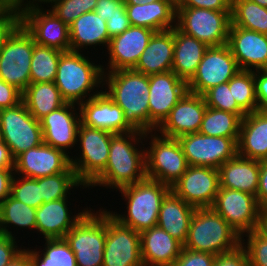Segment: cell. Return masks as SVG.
Wrapping results in <instances>:
<instances>
[{"mask_svg": "<svg viewBox=\"0 0 267 266\" xmlns=\"http://www.w3.org/2000/svg\"><path fill=\"white\" fill-rule=\"evenodd\" d=\"M11 196L29 207L38 208L42 204L40 178L33 179L15 174L11 183Z\"/></svg>", "mask_w": 267, "mask_h": 266, "instance_id": "obj_43", "label": "cell"}, {"mask_svg": "<svg viewBox=\"0 0 267 266\" xmlns=\"http://www.w3.org/2000/svg\"><path fill=\"white\" fill-rule=\"evenodd\" d=\"M32 266H77L75 255L65 239H45L44 251L23 249Z\"/></svg>", "mask_w": 267, "mask_h": 266, "instance_id": "obj_37", "label": "cell"}, {"mask_svg": "<svg viewBox=\"0 0 267 266\" xmlns=\"http://www.w3.org/2000/svg\"><path fill=\"white\" fill-rule=\"evenodd\" d=\"M58 0H31V8H43L42 4H53ZM40 5V6H39Z\"/></svg>", "mask_w": 267, "mask_h": 266, "instance_id": "obj_61", "label": "cell"}, {"mask_svg": "<svg viewBox=\"0 0 267 266\" xmlns=\"http://www.w3.org/2000/svg\"><path fill=\"white\" fill-rule=\"evenodd\" d=\"M144 137L145 133L137 130L124 134H115L111 138L105 169L88 187L112 188L116 189L117 192L123 187L144 180L146 178Z\"/></svg>", "mask_w": 267, "mask_h": 266, "instance_id": "obj_1", "label": "cell"}, {"mask_svg": "<svg viewBox=\"0 0 267 266\" xmlns=\"http://www.w3.org/2000/svg\"><path fill=\"white\" fill-rule=\"evenodd\" d=\"M77 266H102L106 240V209H90L65 235Z\"/></svg>", "mask_w": 267, "mask_h": 266, "instance_id": "obj_6", "label": "cell"}, {"mask_svg": "<svg viewBox=\"0 0 267 266\" xmlns=\"http://www.w3.org/2000/svg\"><path fill=\"white\" fill-rule=\"evenodd\" d=\"M20 23L36 44L61 52L70 51L69 26L50 9L29 8L20 15Z\"/></svg>", "mask_w": 267, "mask_h": 266, "instance_id": "obj_18", "label": "cell"}, {"mask_svg": "<svg viewBox=\"0 0 267 266\" xmlns=\"http://www.w3.org/2000/svg\"><path fill=\"white\" fill-rule=\"evenodd\" d=\"M16 238L0 233V266H7L17 255L23 251Z\"/></svg>", "mask_w": 267, "mask_h": 266, "instance_id": "obj_47", "label": "cell"}, {"mask_svg": "<svg viewBox=\"0 0 267 266\" xmlns=\"http://www.w3.org/2000/svg\"><path fill=\"white\" fill-rule=\"evenodd\" d=\"M237 105L246 113L258 110L254 71L240 70L228 81Z\"/></svg>", "mask_w": 267, "mask_h": 266, "instance_id": "obj_41", "label": "cell"}, {"mask_svg": "<svg viewBox=\"0 0 267 266\" xmlns=\"http://www.w3.org/2000/svg\"><path fill=\"white\" fill-rule=\"evenodd\" d=\"M203 97L209 108L237 114L241 118L246 115L233 98L232 87H229L228 82L210 88L203 94Z\"/></svg>", "mask_w": 267, "mask_h": 266, "instance_id": "obj_42", "label": "cell"}, {"mask_svg": "<svg viewBox=\"0 0 267 266\" xmlns=\"http://www.w3.org/2000/svg\"><path fill=\"white\" fill-rule=\"evenodd\" d=\"M14 175V168H0V204L11 195V183Z\"/></svg>", "mask_w": 267, "mask_h": 266, "instance_id": "obj_56", "label": "cell"}, {"mask_svg": "<svg viewBox=\"0 0 267 266\" xmlns=\"http://www.w3.org/2000/svg\"><path fill=\"white\" fill-rule=\"evenodd\" d=\"M187 91V83L172 70L149 76V132L156 130Z\"/></svg>", "mask_w": 267, "mask_h": 266, "instance_id": "obj_17", "label": "cell"}, {"mask_svg": "<svg viewBox=\"0 0 267 266\" xmlns=\"http://www.w3.org/2000/svg\"><path fill=\"white\" fill-rule=\"evenodd\" d=\"M257 201L261 208L267 209V161H260Z\"/></svg>", "mask_w": 267, "mask_h": 266, "instance_id": "obj_55", "label": "cell"}, {"mask_svg": "<svg viewBox=\"0 0 267 266\" xmlns=\"http://www.w3.org/2000/svg\"><path fill=\"white\" fill-rule=\"evenodd\" d=\"M255 2L256 4L262 6V7H266L267 8V0H250Z\"/></svg>", "mask_w": 267, "mask_h": 266, "instance_id": "obj_63", "label": "cell"}, {"mask_svg": "<svg viewBox=\"0 0 267 266\" xmlns=\"http://www.w3.org/2000/svg\"><path fill=\"white\" fill-rule=\"evenodd\" d=\"M238 155L267 161V111H254L242 118Z\"/></svg>", "mask_w": 267, "mask_h": 266, "instance_id": "obj_27", "label": "cell"}, {"mask_svg": "<svg viewBox=\"0 0 267 266\" xmlns=\"http://www.w3.org/2000/svg\"><path fill=\"white\" fill-rule=\"evenodd\" d=\"M170 190V186L146 177L136 184L117 190L126 202L127 212L124 215L110 210L108 212L121 224L140 233L157 226L162 200Z\"/></svg>", "mask_w": 267, "mask_h": 266, "instance_id": "obj_4", "label": "cell"}, {"mask_svg": "<svg viewBox=\"0 0 267 266\" xmlns=\"http://www.w3.org/2000/svg\"><path fill=\"white\" fill-rule=\"evenodd\" d=\"M214 266H249L248 257L240 245L232 252L216 256Z\"/></svg>", "mask_w": 267, "mask_h": 266, "instance_id": "obj_52", "label": "cell"}, {"mask_svg": "<svg viewBox=\"0 0 267 266\" xmlns=\"http://www.w3.org/2000/svg\"><path fill=\"white\" fill-rule=\"evenodd\" d=\"M174 59V27L155 32L133 70L147 76L171 71Z\"/></svg>", "mask_w": 267, "mask_h": 266, "instance_id": "obj_28", "label": "cell"}, {"mask_svg": "<svg viewBox=\"0 0 267 266\" xmlns=\"http://www.w3.org/2000/svg\"><path fill=\"white\" fill-rule=\"evenodd\" d=\"M254 81L258 111H267V70H255Z\"/></svg>", "mask_w": 267, "mask_h": 266, "instance_id": "obj_53", "label": "cell"}, {"mask_svg": "<svg viewBox=\"0 0 267 266\" xmlns=\"http://www.w3.org/2000/svg\"><path fill=\"white\" fill-rule=\"evenodd\" d=\"M102 266H144L140 233L113 218L106 209V240Z\"/></svg>", "mask_w": 267, "mask_h": 266, "instance_id": "obj_15", "label": "cell"}, {"mask_svg": "<svg viewBox=\"0 0 267 266\" xmlns=\"http://www.w3.org/2000/svg\"><path fill=\"white\" fill-rule=\"evenodd\" d=\"M212 208L242 237L257 230L262 214L256 196L234 189L219 188Z\"/></svg>", "mask_w": 267, "mask_h": 266, "instance_id": "obj_12", "label": "cell"}, {"mask_svg": "<svg viewBox=\"0 0 267 266\" xmlns=\"http://www.w3.org/2000/svg\"><path fill=\"white\" fill-rule=\"evenodd\" d=\"M34 38L20 23L6 38L0 52V77L23 92L31 83Z\"/></svg>", "mask_w": 267, "mask_h": 266, "instance_id": "obj_9", "label": "cell"}, {"mask_svg": "<svg viewBox=\"0 0 267 266\" xmlns=\"http://www.w3.org/2000/svg\"><path fill=\"white\" fill-rule=\"evenodd\" d=\"M22 101V92L0 77V110L13 107Z\"/></svg>", "mask_w": 267, "mask_h": 266, "instance_id": "obj_50", "label": "cell"}, {"mask_svg": "<svg viewBox=\"0 0 267 266\" xmlns=\"http://www.w3.org/2000/svg\"><path fill=\"white\" fill-rule=\"evenodd\" d=\"M231 11L177 7L176 27L208 47L227 44Z\"/></svg>", "mask_w": 267, "mask_h": 266, "instance_id": "obj_10", "label": "cell"}, {"mask_svg": "<svg viewBox=\"0 0 267 266\" xmlns=\"http://www.w3.org/2000/svg\"><path fill=\"white\" fill-rule=\"evenodd\" d=\"M125 0H97L95 12L102 20L107 18L120 16L126 11Z\"/></svg>", "mask_w": 267, "mask_h": 266, "instance_id": "obj_48", "label": "cell"}, {"mask_svg": "<svg viewBox=\"0 0 267 266\" xmlns=\"http://www.w3.org/2000/svg\"><path fill=\"white\" fill-rule=\"evenodd\" d=\"M241 247L247 254L249 266H267V239L257 230L241 237Z\"/></svg>", "mask_w": 267, "mask_h": 266, "instance_id": "obj_45", "label": "cell"}, {"mask_svg": "<svg viewBox=\"0 0 267 266\" xmlns=\"http://www.w3.org/2000/svg\"><path fill=\"white\" fill-rule=\"evenodd\" d=\"M208 46L174 27V59L171 70L188 83L194 76Z\"/></svg>", "mask_w": 267, "mask_h": 266, "instance_id": "obj_33", "label": "cell"}, {"mask_svg": "<svg viewBox=\"0 0 267 266\" xmlns=\"http://www.w3.org/2000/svg\"><path fill=\"white\" fill-rule=\"evenodd\" d=\"M67 200L68 198H62L50 201L36 208V231L43 235L44 239H64L73 226L91 209L86 207L73 215Z\"/></svg>", "mask_w": 267, "mask_h": 266, "instance_id": "obj_25", "label": "cell"}, {"mask_svg": "<svg viewBox=\"0 0 267 266\" xmlns=\"http://www.w3.org/2000/svg\"><path fill=\"white\" fill-rule=\"evenodd\" d=\"M108 97L120 106L126 122L143 133L149 132V76L133 69L104 72Z\"/></svg>", "mask_w": 267, "mask_h": 266, "instance_id": "obj_2", "label": "cell"}, {"mask_svg": "<svg viewBox=\"0 0 267 266\" xmlns=\"http://www.w3.org/2000/svg\"><path fill=\"white\" fill-rule=\"evenodd\" d=\"M70 51L82 52L88 46L96 49V46L108 48L110 37L106 21L102 20L95 12H87L79 16L69 25ZM94 46V47H93Z\"/></svg>", "mask_w": 267, "mask_h": 266, "instance_id": "obj_32", "label": "cell"}, {"mask_svg": "<svg viewBox=\"0 0 267 266\" xmlns=\"http://www.w3.org/2000/svg\"><path fill=\"white\" fill-rule=\"evenodd\" d=\"M0 138L14 159L43 143L40 121L30 114L23 101L0 110Z\"/></svg>", "mask_w": 267, "mask_h": 266, "instance_id": "obj_11", "label": "cell"}, {"mask_svg": "<svg viewBox=\"0 0 267 266\" xmlns=\"http://www.w3.org/2000/svg\"><path fill=\"white\" fill-rule=\"evenodd\" d=\"M257 231L267 239V209L262 210Z\"/></svg>", "mask_w": 267, "mask_h": 266, "instance_id": "obj_60", "label": "cell"}, {"mask_svg": "<svg viewBox=\"0 0 267 266\" xmlns=\"http://www.w3.org/2000/svg\"><path fill=\"white\" fill-rule=\"evenodd\" d=\"M216 255L182 248L179 257L171 266H214Z\"/></svg>", "mask_w": 267, "mask_h": 266, "instance_id": "obj_46", "label": "cell"}, {"mask_svg": "<svg viewBox=\"0 0 267 266\" xmlns=\"http://www.w3.org/2000/svg\"><path fill=\"white\" fill-rule=\"evenodd\" d=\"M70 166V155L44 142L14 159L15 174L33 179L65 172Z\"/></svg>", "mask_w": 267, "mask_h": 266, "instance_id": "obj_19", "label": "cell"}, {"mask_svg": "<svg viewBox=\"0 0 267 266\" xmlns=\"http://www.w3.org/2000/svg\"><path fill=\"white\" fill-rule=\"evenodd\" d=\"M206 108L203 95L187 91L155 131L169 138L197 133Z\"/></svg>", "mask_w": 267, "mask_h": 266, "instance_id": "obj_21", "label": "cell"}, {"mask_svg": "<svg viewBox=\"0 0 267 266\" xmlns=\"http://www.w3.org/2000/svg\"><path fill=\"white\" fill-rule=\"evenodd\" d=\"M158 0H125V5H143L147 3H152Z\"/></svg>", "mask_w": 267, "mask_h": 266, "instance_id": "obj_62", "label": "cell"}, {"mask_svg": "<svg viewBox=\"0 0 267 266\" xmlns=\"http://www.w3.org/2000/svg\"><path fill=\"white\" fill-rule=\"evenodd\" d=\"M241 245V236L212 207L196 208L183 248L220 255Z\"/></svg>", "mask_w": 267, "mask_h": 266, "instance_id": "obj_5", "label": "cell"}, {"mask_svg": "<svg viewBox=\"0 0 267 266\" xmlns=\"http://www.w3.org/2000/svg\"><path fill=\"white\" fill-rule=\"evenodd\" d=\"M227 45L241 70H267V34L230 25Z\"/></svg>", "mask_w": 267, "mask_h": 266, "instance_id": "obj_23", "label": "cell"}, {"mask_svg": "<svg viewBox=\"0 0 267 266\" xmlns=\"http://www.w3.org/2000/svg\"><path fill=\"white\" fill-rule=\"evenodd\" d=\"M125 9L131 26L145 27L155 32L176 27L177 5L172 0L126 5Z\"/></svg>", "mask_w": 267, "mask_h": 266, "instance_id": "obj_29", "label": "cell"}, {"mask_svg": "<svg viewBox=\"0 0 267 266\" xmlns=\"http://www.w3.org/2000/svg\"><path fill=\"white\" fill-rule=\"evenodd\" d=\"M22 101L37 120L66 103L54 82L30 83L22 92Z\"/></svg>", "mask_w": 267, "mask_h": 266, "instance_id": "obj_34", "label": "cell"}, {"mask_svg": "<svg viewBox=\"0 0 267 266\" xmlns=\"http://www.w3.org/2000/svg\"><path fill=\"white\" fill-rule=\"evenodd\" d=\"M7 266H32L29 255L23 250Z\"/></svg>", "mask_w": 267, "mask_h": 266, "instance_id": "obj_59", "label": "cell"}, {"mask_svg": "<svg viewBox=\"0 0 267 266\" xmlns=\"http://www.w3.org/2000/svg\"><path fill=\"white\" fill-rule=\"evenodd\" d=\"M241 122L242 118L237 114L207 107L199 133L233 138L238 143Z\"/></svg>", "mask_w": 267, "mask_h": 266, "instance_id": "obj_36", "label": "cell"}, {"mask_svg": "<svg viewBox=\"0 0 267 266\" xmlns=\"http://www.w3.org/2000/svg\"><path fill=\"white\" fill-rule=\"evenodd\" d=\"M114 135L111 132L92 128L80 122L77 135L80 153L79 157L70 156V163L83 184L88 186L105 169L111 138Z\"/></svg>", "mask_w": 267, "mask_h": 266, "instance_id": "obj_8", "label": "cell"}, {"mask_svg": "<svg viewBox=\"0 0 267 266\" xmlns=\"http://www.w3.org/2000/svg\"><path fill=\"white\" fill-rule=\"evenodd\" d=\"M97 0H58L50 10L68 26L84 13L95 11Z\"/></svg>", "mask_w": 267, "mask_h": 266, "instance_id": "obj_44", "label": "cell"}, {"mask_svg": "<svg viewBox=\"0 0 267 266\" xmlns=\"http://www.w3.org/2000/svg\"><path fill=\"white\" fill-rule=\"evenodd\" d=\"M176 5L180 2V0H172Z\"/></svg>", "mask_w": 267, "mask_h": 266, "instance_id": "obj_64", "label": "cell"}, {"mask_svg": "<svg viewBox=\"0 0 267 266\" xmlns=\"http://www.w3.org/2000/svg\"><path fill=\"white\" fill-rule=\"evenodd\" d=\"M220 188L218 169L189 166L171 190L195 208L212 207Z\"/></svg>", "mask_w": 267, "mask_h": 266, "instance_id": "obj_16", "label": "cell"}, {"mask_svg": "<svg viewBox=\"0 0 267 266\" xmlns=\"http://www.w3.org/2000/svg\"><path fill=\"white\" fill-rule=\"evenodd\" d=\"M86 189L89 187L83 184L77 177L74 169L70 166L65 172L40 178V192L42 204L50 201L68 198L71 189L78 187ZM83 186V187H82ZM68 195V196H67Z\"/></svg>", "mask_w": 267, "mask_h": 266, "instance_id": "obj_39", "label": "cell"}, {"mask_svg": "<svg viewBox=\"0 0 267 266\" xmlns=\"http://www.w3.org/2000/svg\"><path fill=\"white\" fill-rule=\"evenodd\" d=\"M63 52L36 44L31 59V83L54 82L60 56Z\"/></svg>", "mask_w": 267, "mask_h": 266, "instance_id": "obj_40", "label": "cell"}, {"mask_svg": "<svg viewBox=\"0 0 267 266\" xmlns=\"http://www.w3.org/2000/svg\"><path fill=\"white\" fill-rule=\"evenodd\" d=\"M106 25L110 38L122 34L125 30H127L131 26L126 11L122 13L120 16L107 18Z\"/></svg>", "mask_w": 267, "mask_h": 266, "instance_id": "obj_54", "label": "cell"}, {"mask_svg": "<svg viewBox=\"0 0 267 266\" xmlns=\"http://www.w3.org/2000/svg\"><path fill=\"white\" fill-rule=\"evenodd\" d=\"M195 209L170 190L162 200L157 226L184 244Z\"/></svg>", "mask_w": 267, "mask_h": 266, "instance_id": "obj_31", "label": "cell"}, {"mask_svg": "<svg viewBox=\"0 0 267 266\" xmlns=\"http://www.w3.org/2000/svg\"><path fill=\"white\" fill-rule=\"evenodd\" d=\"M141 258L144 266H171L183 244L159 226L140 232Z\"/></svg>", "mask_w": 267, "mask_h": 266, "instance_id": "obj_26", "label": "cell"}, {"mask_svg": "<svg viewBox=\"0 0 267 266\" xmlns=\"http://www.w3.org/2000/svg\"><path fill=\"white\" fill-rule=\"evenodd\" d=\"M156 133L147 132L144 137L150 139V146L145 147L146 177L171 187L189 165L177 138Z\"/></svg>", "mask_w": 267, "mask_h": 266, "instance_id": "obj_7", "label": "cell"}, {"mask_svg": "<svg viewBox=\"0 0 267 266\" xmlns=\"http://www.w3.org/2000/svg\"><path fill=\"white\" fill-rule=\"evenodd\" d=\"M31 8V0H0V11H11L22 14Z\"/></svg>", "mask_w": 267, "mask_h": 266, "instance_id": "obj_57", "label": "cell"}, {"mask_svg": "<svg viewBox=\"0 0 267 266\" xmlns=\"http://www.w3.org/2000/svg\"><path fill=\"white\" fill-rule=\"evenodd\" d=\"M177 139L189 166L218 169L238 154V145L233 138L209 136L197 132Z\"/></svg>", "mask_w": 267, "mask_h": 266, "instance_id": "obj_13", "label": "cell"}, {"mask_svg": "<svg viewBox=\"0 0 267 266\" xmlns=\"http://www.w3.org/2000/svg\"><path fill=\"white\" fill-rule=\"evenodd\" d=\"M231 25L267 34V8L250 0H232Z\"/></svg>", "mask_w": 267, "mask_h": 266, "instance_id": "obj_38", "label": "cell"}, {"mask_svg": "<svg viewBox=\"0 0 267 266\" xmlns=\"http://www.w3.org/2000/svg\"><path fill=\"white\" fill-rule=\"evenodd\" d=\"M91 60L83 51H67L61 54L54 83L66 102L79 105L106 88L103 86L105 66Z\"/></svg>", "mask_w": 267, "mask_h": 266, "instance_id": "obj_3", "label": "cell"}, {"mask_svg": "<svg viewBox=\"0 0 267 266\" xmlns=\"http://www.w3.org/2000/svg\"><path fill=\"white\" fill-rule=\"evenodd\" d=\"M10 226L13 229L14 227L16 229L20 227V230L21 228L30 229L31 231L33 229L36 230V209L29 207L9 195L0 204V233L17 238L9 230L11 228Z\"/></svg>", "mask_w": 267, "mask_h": 266, "instance_id": "obj_35", "label": "cell"}, {"mask_svg": "<svg viewBox=\"0 0 267 266\" xmlns=\"http://www.w3.org/2000/svg\"><path fill=\"white\" fill-rule=\"evenodd\" d=\"M218 171L220 187L257 195L260 161L237 154L223 163Z\"/></svg>", "mask_w": 267, "mask_h": 266, "instance_id": "obj_30", "label": "cell"}, {"mask_svg": "<svg viewBox=\"0 0 267 266\" xmlns=\"http://www.w3.org/2000/svg\"><path fill=\"white\" fill-rule=\"evenodd\" d=\"M80 122L92 128H98L113 134H124L134 131L126 122L123 109L114 103L102 91L91 99L80 103Z\"/></svg>", "mask_w": 267, "mask_h": 266, "instance_id": "obj_24", "label": "cell"}, {"mask_svg": "<svg viewBox=\"0 0 267 266\" xmlns=\"http://www.w3.org/2000/svg\"><path fill=\"white\" fill-rule=\"evenodd\" d=\"M0 168H14V158L12 157L9 147L0 138Z\"/></svg>", "mask_w": 267, "mask_h": 266, "instance_id": "obj_58", "label": "cell"}, {"mask_svg": "<svg viewBox=\"0 0 267 266\" xmlns=\"http://www.w3.org/2000/svg\"><path fill=\"white\" fill-rule=\"evenodd\" d=\"M154 33L149 28L130 26L122 34L112 37L107 48L109 65H105L103 71L133 69Z\"/></svg>", "mask_w": 267, "mask_h": 266, "instance_id": "obj_22", "label": "cell"}, {"mask_svg": "<svg viewBox=\"0 0 267 266\" xmlns=\"http://www.w3.org/2000/svg\"><path fill=\"white\" fill-rule=\"evenodd\" d=\"M240 70L227 44L208 47L187 83L188 91L203 95L210 88L228 82Z\"/></svg>", "mask_w": 267, "mask_h": 266, "instance_id": "obj_14", "label": "cell"}, {"mask_svg": "<svg viewBox=\"0 0 267 266\" xmlns=\"http://www.w3.org/2000/svg\"><path fill=\"white\" fill-rule=\"evenodd\" d=\"M20 24V14L11 11H0V52L6 38Z\"/></svg>", "mask_w": 267, "mask_h": 266, "instance_id": "obj_51", "label": "cell"}, {"mask_svg": "<svg viewBox=\"0 0 267 266\" xmlns=\"http://www.w3.org/2000/svg\"><path fill=\"white\" fill-rule=\"evenodd\" d=\"M76 105L66 102L39 120L43 132V142L63 150L66 154H71L68 149L77 144L80 111L79 106Z\"/></svg>", "mask_w": 267, "mask_h": 266, "instance_id": "obj_20", "label": "cell"}, {"mask_svg": "<svg viewBox=\"0 0 267 266\" xmlns=\"http://www.w3.org/2000/svg\"><path fill=\"white\" fill-rule=\"evenodd\" d=\"M232 0H180L177 7L231 11Z\"/></svg>", "mask_w": 267, "mask_h": 266, "instance_id": "obj_49", "label": "cell"}]
</instances>
